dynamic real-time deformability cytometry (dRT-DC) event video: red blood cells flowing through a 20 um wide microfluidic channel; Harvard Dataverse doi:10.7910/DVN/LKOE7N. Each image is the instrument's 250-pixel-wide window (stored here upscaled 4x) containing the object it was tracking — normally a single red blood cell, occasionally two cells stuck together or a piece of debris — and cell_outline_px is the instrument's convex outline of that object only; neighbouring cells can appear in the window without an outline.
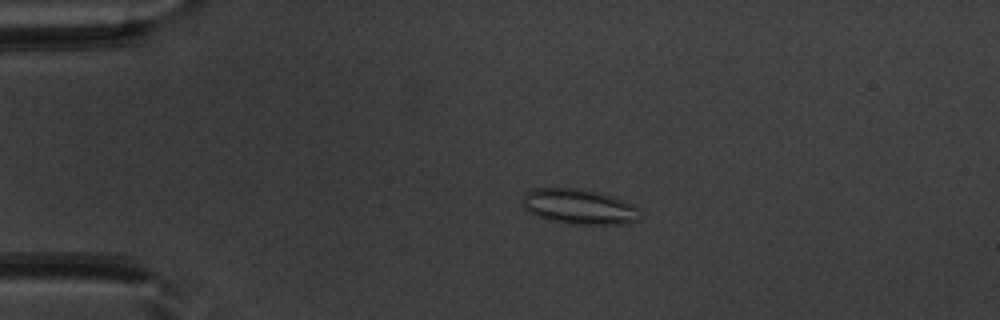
{"species": "common noctule bat (a hibernating species)", "species_latin": "Nyctalus noctula", "temperature_condition": "warm", "stored_images_in_passage": 52, "camera_frame_rate_fps": 3000, "um_per_image_px": 0.085, "animal": {"sex": "male", "body_mass_g": 20.1, "forearm_length_mm": 53.5}, "frame": {"image": 1, "passage_image": 12, "time_ms": 3.667, "image_size_px": [1000, 320], "cell_outline_px": [[640, 208], [636, 220], [620, 224], [568, 224], [548, 220], [536, 216], [528, 212], [524, 208], [524, 192], [532, 188], [576, 188], [608, 196], [632, 204]], "centroid_in_image_um": [49.14, 17.57], "position_along_channel_um": 35.9, "area_um2": 23.7}}
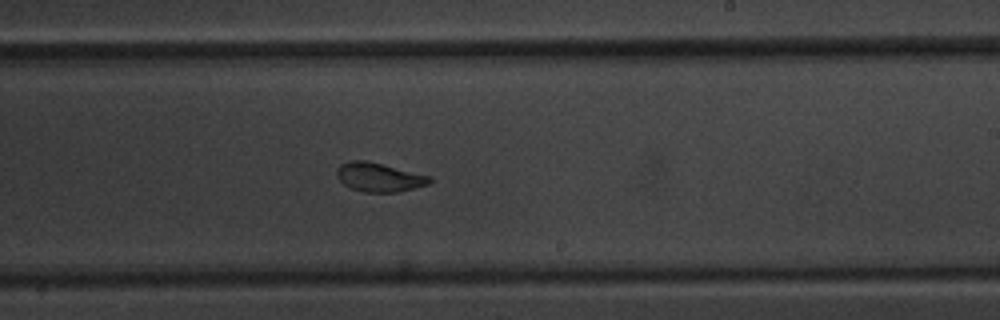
{"frame": {"image": 2, "passage_image": 32, "time_ms": 10.333, "image_size_px": [1000, 320], "cell_outline_px": [[432, 180], [428, 184], [396, 192], [364, 192], [352, 188], [344, 184], [336, 176], [336, 168], [340, 164], [352, 160], [364, 160], [384, 164], [432, 176]], "centroid_in_image_um": [32.21, 15.05], "position_along_channel_um": 256.8, "area_um2": 15.66}}
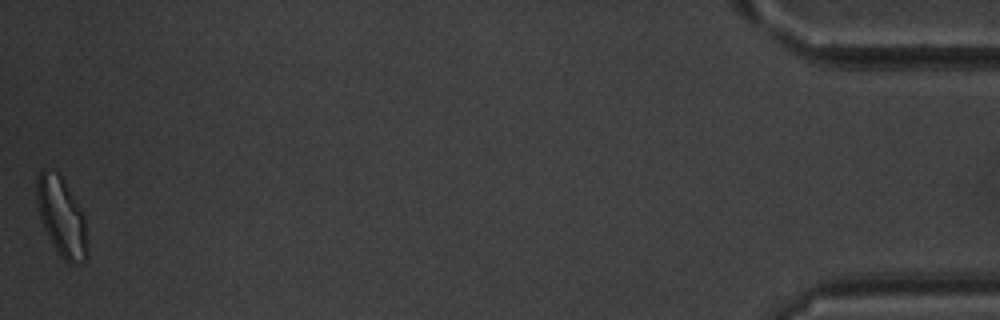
{"frame": {"image": 3, "passage_image": 52, "time_ms": 17.0, "image_size_px": [1000, 320], "cell_outline_px": [[88, 256], [84, 264], [68, 264], [64, 260], [52, 244], [40, 220], [36, 200], [36, 176], [44, 168], [48, 168], [56, 172], [60, 176], [84, 216], [88, 252]], "centroid_in_image_um": [5.22, 18.49], "position_along_channel_um": 430.0, "area_um2": 23.24}, "authors_computed_cell_mechanics": {"area_um2": 18.3804, "velocity_mm_per_s": 3.9452, "shape_relaxation_time_tau1_ms": 7.7573, "shape_relaxation_time_tau2_ms": 1.0724, "deformation_change_tau1": 0.1772, "deformation_change_tau2": 0.0686}}